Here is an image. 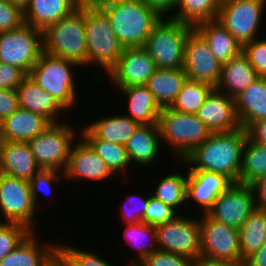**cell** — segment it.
I'll use <instances>...</instances> for the list:
<instances>
[{
	"mask_svg": "<svg viewBox=\"0 0 266 266\" xmlns=\"http://www.w3.org/2000/svg\"><path fill=\"white\" fill-rule=\"evenodd\" d=\"M24 23L22 8L9 0H0V32L17 29Z\"/></svg>",
	"mask_w": 266,
	"mask_h": 266,
	"instance_id": "cell-43",
	"label": "cell"
},
{
	"mask_svg": "<svg viewBox=\"0 0 266 266\" xmlns=\"http://www.w3.org/2000/svg\"><path fill=\"white\" fill-rule=\"evenodd\" d=\"M199 219L201 231L200 258L242 264L239 229L212 219L207 213Z\"/></svg>",
	"mask_w": 266,
	"mask_h": 266,
	"instance_id": "cell-10",
	"label": "cell"
},
{
	"mask_svg": "<svg viewBox=\"0 0 266 266\" xmlns=\"http://www.w3.org/2000/svg\"><path fill=\"white\" fill-rule=\"evenodd\" d=\"M11 3L19 6L23 10L29 5L31 0H9Z\"/></svg>",
	"mask_w": 266,
	"mask_h": 266,
	"instance_id": "cell-55",
	"label": "cell"
},
{
	"mask_svg": "<svg viewBox=\"0 0 266 266\" xmlns=\"http://www.w3.org/2000/svg\"><path fill=\"white\" fill-rule=\"evenodd\" d=\"M221 66L207 42L194 29L185 44L183 70L187 79L203 82L216 88L221 75Z\"/></svg>",
	"mask_w": 266,
	"mask_h": 266,
	"instance_id": "cell-15",
	"label": "cell"
},
{
	"mask_svg": "<svg viewBox=\"0 0 266 266\" xmlns=\"http://www.w3.org/2000/svg\"><path fill=\"white\" fill-rule=\"evenodd\" d=\"M192 266H244V265L231 261H211L199 258L193 262Z\"/></svg>",
	"mask_w": 266,
	"mask_h": 266,
	"instance_id": "cell-53",
	"label": "cell"
},
{
	"mask_svg": "<svg viewBox=\"0 0 266 266\" xmlns=\"http://www.w3.org/2000/svg\"><path fill=\"white\" fill-rule=\"evenodd\" d=\"M26 76L20 68L0 62V89L16 90Z\"/></svg>",
	"mask_w": 266,
	"mask_h": 266,
	"instance_id": "cell-46",
	"label": "cell"
},
{
	"mask_svg": "<svg viewBox=\"0 0 266 266\" xmlns=\"http://www.w3.org/2000/svg\"><path fill=\"white\" fill-rule=\"evenodd\" d=\"M150 7L155 9L162 17L164 14L171 13V10H175L178 0H143Z\"/></svg>",
	"mask_w": 266,
	"mask_h": 266,
	"instance_id": "cell-51",
	"label": "cell"
},
{
	"mask_svg": "<svg viewBox=\"0 0 266 266\" xmlns=\"http://www.w3.org/2000/svg\"><path fill=\"white\" fill-rule=\"evenodd\" d=\"M251 185L253 187L254 192H256L255 195H257L255 196L256 208L266 211V175L259 177Z\"/></svg>",
	"mask_w": 266,
	"mask_h": 266,
	"instance_id": "cell-50",
	"label": "cell"
},
{
	"mask_svg": "<svg viewBox=\"0 0 266 266\" xmlns=\"http://www.w3.org/2000/svg\"><path fill=\"white\" fill-rule=\"evenodd\" d=\"M234 182L226 175L206 170H190L187 175V196L202 206L207 213L216 199L227 191Z\"/></svg>",
	"mask_w": 266,
	"mask_h": 266,
	"instance_id": "cell-18",
	"label": "cell"
},
{
	"mask_svg": "<svg viewBox=\"0 0 266 266\" xmlns=\"http://www.w3.org/2000/svg\"><path fill=\"white\" fill-rule=\"evenodd\" d=\"M158 125L161 140L169 142L182 161L212 134L196 114L181 113L169 107L162 108Z\"/></svg>",
	"mask_w": 266,
	"mask_h": 266,
	"instance_id": "cell-6",
	"label": "cell"
},
{
	"mask_svg": "<svg viewBox=\"0 0 266 266\" xmlns=\"http://www.w3.org/2000/svg\"><path fill=\"white\" fill-rule=\"evenodd\" d=\"M175 212V209L151 195L143 216V222L156 227L174 220L178 216L175 215Z\"/></svg>",
	"mask_w": 266,
	"mask_h": 266,
	"instance_id": "cell-40",
	"label": "cell"
},
{
	"mask_svg": "<svg viewBox=\"0 0 266 266\" xmlns=\"http://www.w3.org/2000/svg\"><path fill=\"white\" fill-rule=\"evenodd\" d=\"M159 250L197 260L201 256V231L198 220L177 216L174 220L156 226Z\"/></svg>",
	"mask_w": 266,
	"mask_h": 266,
	"instance_id": "cell-12",
	"label": "cell"
},
{
	"mask_svg": "<svg viewBox=\"0 0 266 266\" xmlns=\"http://www.w3.org/2000/svg\"><path fill=\"white\" fill-rule=\"evenodd\" d=\"M30 232L31 230L22 224L0 221V261Z\"/></svg>",
	"mask_w": 266,
	"mask_h": 266,
	"instance_id": "cell-39",
	"label": "cell"
},
{
	"mask_svg": "<svg viewBox=\"0 0 266 266\" xmlns=\"http://www.w3.org/2000/svg\"><path fill=\"white\" fill-rule=\"evenodd\" d=\"M266 0H222L217 20L241 46L257 39Z\"/></svg>",
	"mask_w": 266,
	"mask_h": 266,
	"instance_id": "cell-11",
	"label": "cell"
},
{
	"mask_svg": "<svg viewBox=\"0 0 266 266\" xmlns=\"http://www.w3.org/2000/svg\"><path fill=\"white\" fill-rule=\"evenodd\" d=\"M193 262L187 256L158 249L137 266H192Z\"/></svg>",
	"mask_w": 266,
	"mask_h": 266,
	"instance_id": "cell-44",
	"label": "cell"
},
{
	"mask_svg": "<svg viewBox=\"0 0 266 266\" xmlns=\"http://www.w3.org/2000/svg\"><path fill=\"white\" fill-rule=\"evenodd\" d=\"M19 108L17 91L0 89V123Z\"/></svg>",
	"mask_w": 266,
	"mask_h": 266,
	"instance_id": "cell-47",
	"label": "cell"
},
{
	"mask_svg": "<svg viewBox=\"0 0 266 266\" xmlns=\"http://www.w3.org/2000/svg\"><path fill=\"white\" fill-rule=\"evenodd\" d=\"M81 140L72 146L64 176L69 177V179L82 178L100 181L113 175L106 163L95 154L82 138Z\"/></svg>",
	"mask_w": 266,
	"mask_h": 266,
	"instance_id": "cell-21",
	"label": "cell"
},
{
	"mask_svg": "<svg viewBox=\"0 0 266 266\" xmlns=\"http://www.w3.org/2000/svg\"><path fill=\"white\" fill-rule=\"evenodd\" d=\"M258 78L255 69L241 51L230 61L222 64L220 79L215 89L222 92L226 88V91L222 93H227L228 96L235 98Z\"/></svg>",
	"mask_w": 266,
	"mask_h": 266,
	"instance_id": "cell-25",
	"label": "cell"
},
{
	"mask_svg": "<svg viewBox=\"0 0 266 266\" xmlns=\"http://www.w3.org/2000/svg\"><path fill=\"white\" fill-rule=\"evenodd\" d=\"M266 175V146L246 137L242 150V165L239 183L251 185Z\"/></svg>",
	"mask_w": 266,
	"mask_h": 266,
	"instance_id": "cell-35",
	"label": "cell"
},
{
	"mask_svg": "<svg viewBox=\"0 0 266 266\" xmlns=\"http://www.w3.org/2000/svg\"><path fill=\"white\" fill-rule=\"evenodd\" d=\"M153 196L173 209L187 201V177L181 174L166 175L160 180Z\"/></svg>",
	"mask_w": 266,
	"mask_h": 266,
	"instance_id": "cell-38",
	"label": "cell"
},
{
	"mask_svg": "<svg viewBox=\"0 0 266 266\" xmlns=\"http://www.w3.org/2000/svg\"><path fill=\"white\" fill-rule=\"evenodd\" d=\"M109 17L124 48L144 47L161 15L143 0H93Z\"/></svg>",
	"mask_w": 266,
	"mask_h": 266,
	"instance_id": "cell-2",
	"label": "cell"
},
{
	"mask_svg": "<svg viewBox=\"0 0 266 266\" xmlns=\"http://www.w3.org/2000/svg\"><path fill=\"white\" fill-rule=\"evenodd\" d=\"M255 196L252 185L234 183L216 199L207 214L218 222L239 229L256 209Z\"/></svg>",
	"mask_w": 266,
	"mask_h": 266,
	"instance_id": "cell-14",
	"label": "cell"
},
{
	"mask_svg": "<svg viewBox=\"0 0 266 266\" xmlns=\"http://www.w3.org/2000/svg\"><path fill=\"white\" fill-rule=\"evenodd\" d=\"M242 51L258 77L266 78V39H254L242 46Z\"/></svg>",
	"mask_w": 266,
	"mask_h": 266,
	"instance_id": "cell-41",
	"label": "cell"
},
{
	"mask_svg": "<svg viewBox=\"0 0 266 266\" xmlns=\"http://www.w3.org/2000/svg\"><path fill=\"white\" fill-rule=\"evenodd\" d=\"M246 131L251 140L266 146V118L253 123Z\"/></svg>",
	"mask_w": 266,
	"mask_h": 266,
	"instance_id": "cell-49",
	"label": "cell"
},
{
	"mask_svg": "<svg viewBox=\"0 0 266 266\" xmlns=\"http://www.w3.org/2000/svg\"><path fill=\"white\" fill-rule=\"evenodd\" d=\"M149 198H146V199H143L141 200L142 203H140L139 207L136 205L134 207H138V209L136 208H126L124 207L123 208V211H122V215L124 217V219L126 220V224H137V223H140V222H143V216H144V213L147 209V205H148V201H149ZM132 200V199H131ZM136 200V199H135ZM133 200V201H135ZM130 201V200H129ZM137 202V201H136ZM135 202V203H136ZM140 202V201H139ZM138 202V204H139ZM125 205V204H124ZM127 206V205H126ZM132 209V210H130ZM133 209L136 211H133Z\"/></svg>",
	"mask_w": 266,
	"mask_h": 266,
	"instance_id": "cell-48",
	"label": "cell"
},
{
	"mask_svg": "<svg viewBox=\"0 0 266 266\" xmlns=\"http://www.w3.org/2000/svg\"><path fill=\"white\" fill-rule=\"evenodd\" d=\"M64 123H52L41 134H38L27 143L37 165L41 169H53L63 173L68 165L72 149L74 129Z\"/></svg>",
	"mask_w": 266,
	"mask_h": 266,
	"instance_id": "cell-9",
	"label": "cell"
},
{
	"mask_svg": "<svg viewBox=\"0 0 266 266\" xmlns=\"http://www.w3.org/2000/svg\"><path fill=\"white\" fill-rule=\"evenodd\" d=\"M40 169L27 142L0 141V173L29 181Z\"/></svg>",
	"mask_w": 266,
	"mask_h": 266,
	"instance_id": "cell-20",
	"label": "cell"
},
{
	"mask_svg": "<svg viewBox=\"0 0 266 266\" xmlns=\"http://www.w3.org/2000/svg\"><path fill=\"white\" fill-rule=\"evenodd\" d=\"M119 89L129 99L128 105L131 113L126 116L140 125L158 124L162 107L146 85H134Z\"/></svg>",
	"mask_w": 266,
	"mask_h": 266,
	"instance_id": "cell-29",
	"label": "cell"
},
{
	"mask_svg": "<svg viewBox=\"0 0 266 266\" xmlns=\"http://www.w3.org/2000/svg\"><path fill=\"white\" fill-rule=\"evenodd\" d=\"M196 116L212 131V133L233 132L241 128L234 98L215 88L205 99Z\"/></svg>",
	"mask_w": 266,
	"mask_h": 266,
	"instance_id": "cell-17",
	"label": "cell"
},
{
	"mask_svg": "<svg viewBox=\"0 0 266 266\" xmlns=\"http://www.w3.org/2000/svg\"><path fill=\"white\" fill-rule=\"evenodd\" d=\"M51 124L45 116L19 107L0 123V140L28 142Z\"/></svg>",
	"mask_w": 266,
	"mask_h": 266,
	"instance_id": "cell-19",
	"label": "cell"
},
{
	"mask_svg": "<svg viewBox=\"0 0 266 266\" xmlns=\"http://www.w3.org/2000/svg\"><path fill=\"white\" fill-rule=\"evenodd\" d=\"M33 232L0 261V266H52L59 245L53 243L43 247L37 243Z\"/></svg>",
	"mask_w": 266,
	"mask_h": 266,
	"instance_id": "cell-22",
	"label": "cell"
},
{
	"mask_svg": "<svg viewBox=\"0 0 266 266\" xmlns=\"http://www.w3.org/2000/svg\"><path fill=\"white\" fill-rule=\"evenodd\" d=\"M244 266H266V243L245 261Z\"/></svg>",
	"mask_w": 266,
	"mask_h": 266,
	"instance_id": "cell-52",
	"label": "cell"
},
{
	"mask_svg": "<svg viewBox=\"0 0 266 266\" xmlns=\"http://www.w3.org/2000/svg\"><path fill=\"white\" fill-rule=\"evenodd\" d=\"M83 0H31L24 9L25 24L44 31L68 16Z\"/></svg>",
	"mask_w": 266,
	"mask_h": 266,
	"instance_id": "cell-24",
	"label": "cell"
},
{
	"mask_svg": "<svg viewBox=\"0 0 266 266\" xmlns=\"http://www.w3.org/2000/svg\"><path fill=\"white\" fill-rule=\"evenodd\" d=\"M43 52V31L28 24L0 32V62L28 75Z\"/></svg>",
	"mask_w": 266,
	"mask_h": 266,
	"instance_id": "cell-8",
	"label": "cell"
},
{
	"mask_svg": "<svg viewBox=\"0 0 266 266\" xmlns=\"http://www.w3.org/2000/svg\"><path fill=\"white\" fill-rule=\"evenodd\" d=\"M194 29L204 38L221 65L242 51L240 43L217 19L202 22Z\"/></svg>",
	"mask_w": 266,
	"mask_h": 266,
	"instance_id": "cell-26",
	"label": "cell"
},
{
	"mask_svg": "<svg viewBox=\"0 0 266 266\" xmlns=\"http://www.w3.org/2000/svg\"><path fill=\"white\" fill-rule=\"evenodd\" d=\"M125 238L127 242H131L136 249H138V262L131 261L129 266H137L140 264L146 257L150 256L153 252L158 250V247L151 246V243L148 244L144 239L147 237L151 242L157 243V233L154 226L148 225L147 223L140 222L137 224H127L125 228ZM152 239V240H151Z\"/></svg>",
	"mask_w": 266,
	"mask_h": 266,
	"instance_id": "cell-37",
	"label": "cell"
},
{
	"mask_svg": "<svg viewBox=\"0 0 266 266\" xmlns=\"http://www.w3.org/2000/svg\"><path fill=\"white\" fill-rule=\"evenodd\" d=\"M59 253L72 266H112L108 262L99 258L98 255L67 245L59 244Z\"/></svg>",
	"mask_w": 266,
	"mask_h": 266,
	"instance_id": "cell-42",
	"label": "cell"
},
{
	"mask_svg": "<svg viewBox=\"0 0 266 266\" xmlns=\"http://www.w3.org/2000/svg\"><path fill=\"white\" fill-rule=\"evenodd\" d=\"M16 91L19 107L39 113L52 123H59L56 121V116L64 108L28 75L22 80Z\"/></svg>",
	"mask_w": 266,
	"mask_h": 266,
	"instance_id": "cell-28",
	"label": "cell"
},
{
	"mask_svg": "<svg viewBox=\"0 0 266 266\" xmlns=\"http://www.w3.org/2000/svg\"><path fill=\"white\" fill-rule=\"evenodd\" d=\"M0 208L7 223H18L32 230L35 213L29 181L0 173Z\"/></svg>",
	"mask_w": 266,
	"mask_h": 266,
	"instance_id": "cell-13",
	"label": "cell"
},
{
	"mask_svg": "<svg viewBox=\"0 0 266 266\" xmlns=\"http://www.w3.org/2000/svg\"><path fill=\"white\" fill-rule=\"evenodd\" d=\"M78 64L44 51L28 76L44 91L51 95L64 109L76 103V89L71 66Z\"/></svg>",
	"mask_w": 266,
	"mask_h": 266,
	"instance_id": "cell-7",
	"label": "cell"
},
{
	"mask_svg": "<svg viewBox=\"0 0 266 266\" xmlns=\"http://www.w3.org/2000/svg\"><path fill=\"white\" fill-rule=\"evenodd\" d=\"M81 132H83L81 133L83 140L106 163L113 175L115 172H119L120 169L124 170L130 165V160L124 145L99 139L87 127Z\"/></svg>",
	"mask_w": 266,
	"mask_h": 266,
	"instance_id": "cell-34",
	"label": "cell"
},
{
	"mask_svg": "<svg viewBox=\"0 0 266 266\" xmlns=\"http://www.w3.org/2000/svg\"><path fill=\"white\" fill-rule=\"evenodd\" d=\"M193 30L194 27L172 18H162L153 27L144 48L157 68L183 69L185 44Z\"/></svg>",
	"mask_w": 266,
	"mask_h": 266,
	"instance_id": "cell-5",
	"label": "cell"
},
{
	"mask_svg": "<svg viewBox=\"0 0 266 266\" xmlns=\"http://www.w3.org/2000/svg\"><path fill=\"white\" fill-rule=\"evenodd\" d=\"M186 79L187 75L183 69L157 68L146 86L162 108L169 107Z\"/></svg>",
	"mask_w": 266,
	"mask_h": 266,
	"instance_id": "cell-30",
	"label": "cell"
},
{
	"mask_svg": "<svg viewBox=\"0 0 266 266\" xmlns=\"http://www.w3.org/2000/svg\"><path fill=\"white\" fill-rule=\"evenodd\" d=\"M161 133L158 124L139 125L124 147L130 161L150 165L159 154Z\"/></svg>",
	"mask_w": 266,
	"mask_h": 266,
	"instance_id": "cell-27",
	"label": "cell"
},
{
	"mask_svg": "<svg viewBox=\"0 0 266 266\" xmlns=\"http://www.w3.org/2000/svg\"><path fill=\"white\" fill-rule=\"evenodd\" d=\"M247 136V131L242 127L233 132L212 133L184 158L183 162L191 163L190 170L220 173L234 183H239L242 150Z\"/></svg>",
	"mask_w": 266,
	"mask_h": 266,
	"instance_id": "cell-1",
	"label": "cell"
},
{
	"mask_svg": "<svg viewBox=\"0 0 266 266\" xmlns=\"http://www.w3.org/2000/svg\"><path fill=\"white\" fill-rule=\"evenodd\" d=\"M57 172H58L57 170H53V169H40L29 180L30 191H31V195L35 203V206H36V201H37L36 197H38L37 194L39 193L38 191L49 193L51 191L50 187L52 183H54V181L58 182L60 180L59 174Z\"/></svg>",
	"mask_w": 266,
	"mask_h": 266,
	"instance_id": "cell-45",
	"label": "cell"
},
{
	"mask_svg": "<svg viewBox=\"0 0 266 266\" xmlns=\"http://www.w3.org/2000/svg\"><path fill=\"white\" fill-rule=\"evenodd\" d=\"M213 89L209 84L186 79L169 108L181 113L196 114Z\"/></svg>",
	"mask_w": 266,
	"mask_h": 266,
	"instance_id": "cell-36",
	"label": "cell"
},
{
	"mask_svg": "<svg viewBox=\"0 0 266 266\" xmlns=\"http://www.w3.org/2000/svg\"><path fill=\"white\" fill-rule=\"evenodd\" d=\"M52 266H72L59 252L53 260Z\"/></svg>",
	"mask_w": 266,
	"mask_h": 266,
	"instance_id": "cell-54",
	"label": "cell"
},
{
	"mask_svg": "<svg viewBox=\"0 0 266 266\" xmlns=\"http://www.w3.org/2000/svg\"><path fill=\"white\" fill-rule=\"evenodd\" d=\"M240 126L247 130L253 123L266 118V78L259 77L234 98Z\"/></svg>",
	"mask_w": 266,
	"mask_h": 266,
	"instance_id": "cell-23",
	"label": "cell"
},
{
	"mask_svg": "<svg viewBox=\"0 0 266 266\" xmlns=\"http://www.w3.org/2000/svg\"><path fill=\"white\" fill-rule=\"evenodd\" d=\"M43 51L80 66L87 64L85 0L68 16L43 31Z\"/></svg>",
	"mask_w": 266,
	"mask_h": 266,
	"instance_id": "cell-3",
	"label": "cell"
},
{
	"mask_svg": "<svg viewBox=\"0 0 266 266\" xmlns=\"http://www.w3.org/2000/svg\"><path fill=\"white\" fill-rule=\"evenodd\" d=\"M242 265L266 243V211L256 208L239 228Z\"/></svg>",
	"mask_w": 266,
	"mask_h": 266,
	"instance_id": "cell-32",
	"label": "cell"
},
{
	"mask_svg": "<svg viewBox=\"0 0 266 266\" xmlns=\"http://www.w3.org/2000/svg\"><path fill=\"white\" fill-rule=\"evenodd\" d=\"M139 125L125 114L101 118L87 128L99 139L125 145Z\"/></svg>",
	"mask_w": 266,
	"mask_h": 266,
	"instance_id": "cell-31",
	"label": "cell"
},
{
	"mask_svg": "<svg viewBox=\"0 0 266 266\" xmlns=\"http://www.w3.org/2000/svg\"><path fill=\"white\" fill-rule=\"evenodd\" d=\"M87 64L99 63L108 72L124 47L116 37L107 14L93 1L85 0Z\"/></svg>",
	"mask_w": 266,
	"mask_h": 266,
	"instance_id": "cell-4",
	"label": "cell"
},
{
	"mask_svg": "<svg viewBox=\"0 0 266 266\" xmlns=\"http://www.w3.org/2000/svg\"><path fill=\"white\" fill-rule=\"evenodd\" d=\"M222 0H178L177 12L170 18L192 27L218 18Z\"/></svg>",
	"mask_w": 266,
	"mask_h": 266,
	"instance_id": "cell-33",
	"label": "cell"
},
{
	"mask_svg": "<svg viewBox=\"0 0 266 266\" xmlns=\"http://www.w3.org/2000/svg\"><path fill=\"white\" fill-rule=\"evenodd\" d=\"M157 69L144 47L124 48L117 63L107 72L118 88L146 85Z\"/></svg>",
	"mask_w": 266,
	"mask_h": 266,
	"instance_id": "cell-16",
	"label": "cell"
}]
</instances>
